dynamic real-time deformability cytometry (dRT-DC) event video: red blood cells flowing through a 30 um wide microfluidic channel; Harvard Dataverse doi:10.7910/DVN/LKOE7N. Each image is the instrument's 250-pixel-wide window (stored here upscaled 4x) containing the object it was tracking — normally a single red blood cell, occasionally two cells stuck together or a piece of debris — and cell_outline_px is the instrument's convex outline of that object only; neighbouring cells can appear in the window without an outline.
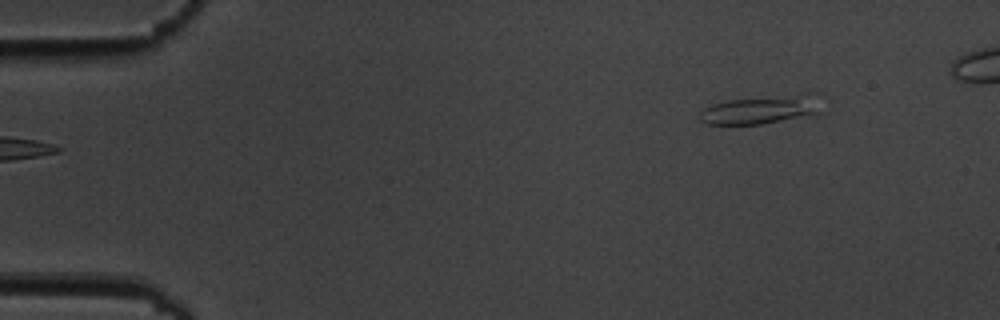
{"species": "common noctule bat (a hibernating species)", "species_latin": "Nyctalus noctula", "temperature_condition": "cold", "stored_images_in_passage": 3, "camera_frame_rate_fps": 3000, "um_per_image_px": 0.085, "animal": {"sex": "male", "body_mass_g": 19.5, "forearm_length_mm": 54.6}, "frame": {"image": 1, "passage_image": 3, "time_ms": 2.0, "image_size_px": [1000, 320], "cell_outline_px": [[820, 112], [760, 124], [708, 124], [700, 120], [700, 112], [704, 108], [712, 104], [728, 100], [804, 92], [816, 92]], "centroid_in_image_um": [64.68, 9.28], "position_along_channel_um": 20.3, "area_um2": 20.06}}